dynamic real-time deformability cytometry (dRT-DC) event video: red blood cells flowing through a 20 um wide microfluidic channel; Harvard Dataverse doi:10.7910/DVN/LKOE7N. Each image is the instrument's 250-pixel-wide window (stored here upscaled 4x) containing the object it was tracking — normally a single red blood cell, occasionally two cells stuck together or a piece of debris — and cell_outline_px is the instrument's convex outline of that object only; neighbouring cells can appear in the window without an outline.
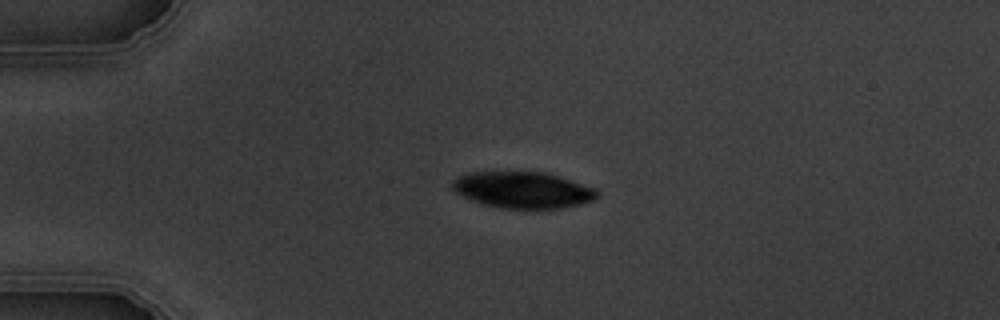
{"species": "common noctule bat (a hibernating species)", "species_latin": "Nyctalus noctula", "temperature_condition": "warm", "stored_images_in_passage": 2, "camera_frame_rate_fps": 3000, "um_per_image_px": 0.085, "animal": {"sex": "male", "body_mass_g": 19.5, "forearm_length_mm": 54.6}, "frame": {"image": 1, "passage_image": 1, "time_ms": 0.0, "image_size_px": [1000, 320], "cell_outline_px": [[600, 196], [592, 200], [580, 204], [564, 208], [500, 208], [484, 204], [472, 200], [456, 192], [452, 188], [452, 180], [468, 172], [496, 168], [544, 172], [596, 188], [600, 192]], "centroid_in_image_um": [44.4, 16.09], "position_along_channel_um": 40.6, "area_um2": 31.62}}